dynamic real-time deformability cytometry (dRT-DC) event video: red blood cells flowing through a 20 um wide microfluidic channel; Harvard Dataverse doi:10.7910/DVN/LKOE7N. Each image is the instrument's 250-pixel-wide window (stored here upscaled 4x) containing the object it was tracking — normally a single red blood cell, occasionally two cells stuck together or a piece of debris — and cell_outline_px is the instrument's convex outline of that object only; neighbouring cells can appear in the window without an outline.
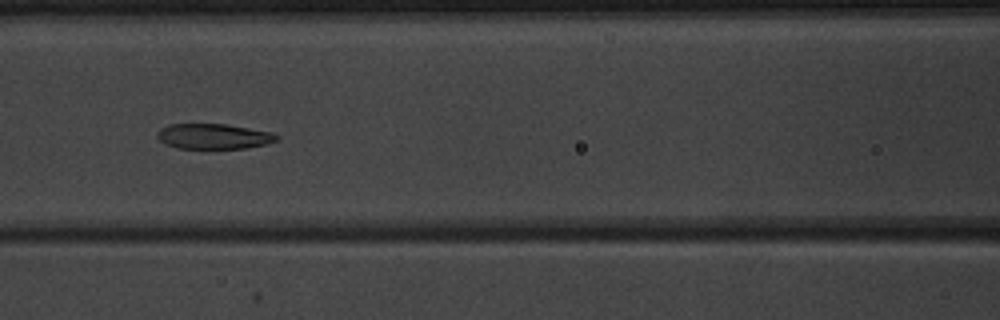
{"species": "common noctule bat (a hibernating species)", "species_latin": "Nyctalus noctula", "temperature_condition": "warm", "stored_images_in_passage": 53, "camera_frame_rate_fps": 3000, "um_per_image_px": 0.085, "animal": {"sex": "male", "body_mass_g": 20.1, "forearm_length_mm": 53.5}, "frame": {"image": 1, "passage_image": 25, "time_ms": 8.0, "image_size_px": [1000, 320], "cell_outline_px": [[280, 136], [276, 140], [264, 144], [244, 148], [176, 148], [164, 144], [156, 136], [156, 132], [160, 128], [168, 124], [228, 124], [272, 132]], "centroid_in_image_um": [18.11, 11.58], "position_along_channel_um": 148.5, "area_um2": 17.63}}
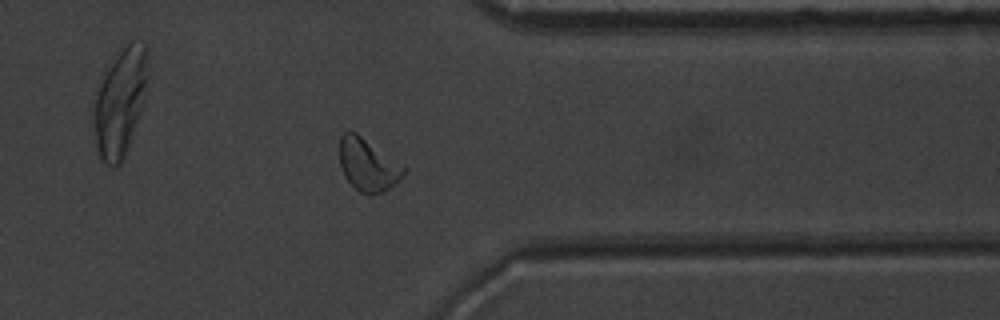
{"frame": {"image": 2, "passage_image": 43, "time_ms": 14.0, "image_size_px": [1000, 320], "cell_outline_px": [[408, 168], [384, 192], [372, 196], [368, 196], [360, 192], [344, 176], [340, 164], [340, 136], [344, 132], [356, 132], [404, 164]], "centroid_in_image_um": [31.27, 14.0], "position_along_channel_um": 380.1, "area_um2": 19.65}}
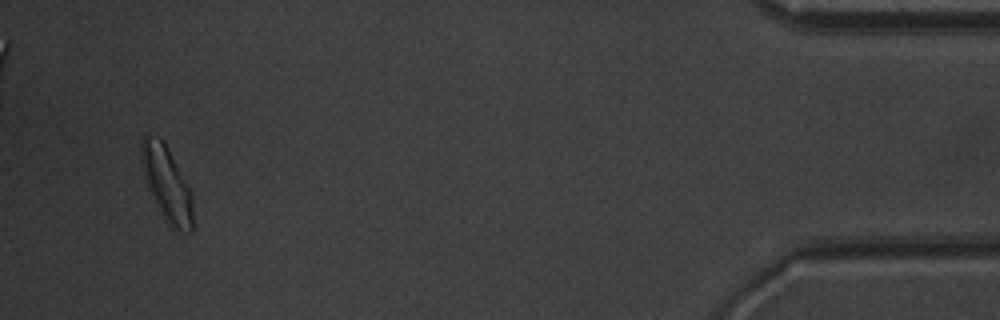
{"frame": {"image": 3, "passage_image": 51, "time_ms": 16.667, "image_size_px": [1000, 320], "cell_outline_px": [[192, 232], [172, 232], [164, 220], [144, 180], [140, 164], [140, 144], [144, 136], [148, 136], [164, 140], [192, 192]], "centroid_in_image_um": [14.16, 15.67], "position_along_channel_um": 421.0, "area_um2": 22.95}, "authors_computed_cell_mechanics": {"area_um2": 19.652, "velocity_mm_per_s": 3.9457, "shape_relaxation_time_tau1_ms": 5.1058, "shape_relaxation_time_tau2_ms": 2.0908, "deformation_change_tau1": 0.1609, "deformation_change_tau2": 0.0954}}